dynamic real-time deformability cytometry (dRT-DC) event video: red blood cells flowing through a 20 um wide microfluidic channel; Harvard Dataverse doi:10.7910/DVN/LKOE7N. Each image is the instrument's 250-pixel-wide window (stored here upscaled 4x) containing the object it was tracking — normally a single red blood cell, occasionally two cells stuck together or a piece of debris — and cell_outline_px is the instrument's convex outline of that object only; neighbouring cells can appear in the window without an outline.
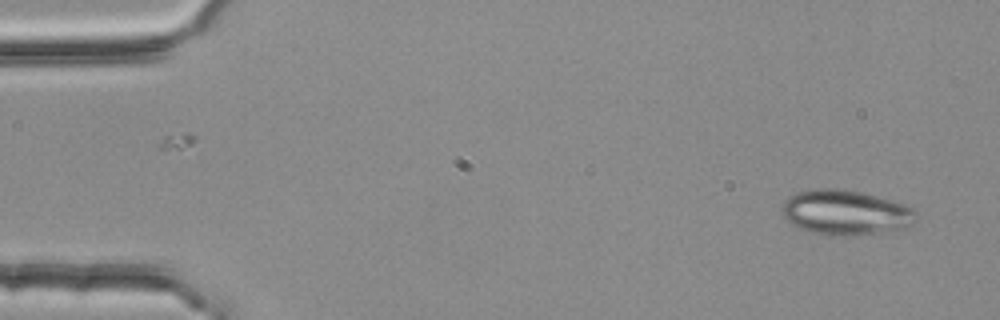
{"species": "common noctule bat (a hibernating species)", "species_latin": "Nyctalus noctula", "temperature_condition": "room temperature", "stored_images_in_passage": 3, "camera_frame_rate_fps": 3000, "um_per_image_px": 0.085, "animal": {"sex": "female", "body_mass_g": 25.1}, "frame": {"image": 1, "passage_image": 3, "time_ms": 0.667, "image_size_px": [1000, 320], "cell_outline_px": [[916, 212], [912, 224], [904, 228], [880, 232], [840, 236], [832, 236], [812, 232], [800, 228], [792, 224], [784, 216], [784, 200], [796, 192], [816, 188], [840, 188], [864, 192], [892, 200], [904, 204], [912, 208]], "centroid_in_image_um": [71.87, 18.04], "position_along_channel_um": 13.1, "area_um2": 34.91}}